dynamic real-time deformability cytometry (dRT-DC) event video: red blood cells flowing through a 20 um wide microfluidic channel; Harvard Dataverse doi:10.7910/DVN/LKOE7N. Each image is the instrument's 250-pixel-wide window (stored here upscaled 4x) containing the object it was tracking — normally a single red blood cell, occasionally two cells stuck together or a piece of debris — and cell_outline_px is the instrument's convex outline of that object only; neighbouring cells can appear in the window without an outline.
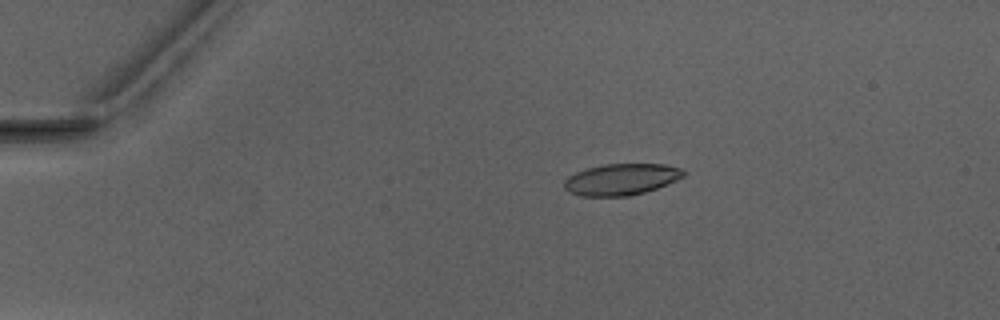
{"species": "Egyptian fruit bat (a non-hibernating species)", "species_latin": "Rousettus aegyptiacus", "temperature_condition": "warm", "stored_images_in_passage": 2, "camera_frame_rate_fps": 3000, "um_per_image_px": 0.085, "animal": {"sex": "male"}, "frame": {"image": 1, "passage_image": 1, "time_ms": 0.0, "image_size_px": [1000, 320], "cell_outline_px": [[688, 172], [684, 176], [676, 180], [656, 188], [644, 192], [628, 196], [580, 196], [568, 192], [564, 188], [564, 180], [568, 176], [576, 172], [588, 168], [604, 164], [664, 164], [680, 168]], "centroid_in_image_um": [52.79, 15.24], "position_along_channel_um": 32.2, "area_um2": 21.85}}